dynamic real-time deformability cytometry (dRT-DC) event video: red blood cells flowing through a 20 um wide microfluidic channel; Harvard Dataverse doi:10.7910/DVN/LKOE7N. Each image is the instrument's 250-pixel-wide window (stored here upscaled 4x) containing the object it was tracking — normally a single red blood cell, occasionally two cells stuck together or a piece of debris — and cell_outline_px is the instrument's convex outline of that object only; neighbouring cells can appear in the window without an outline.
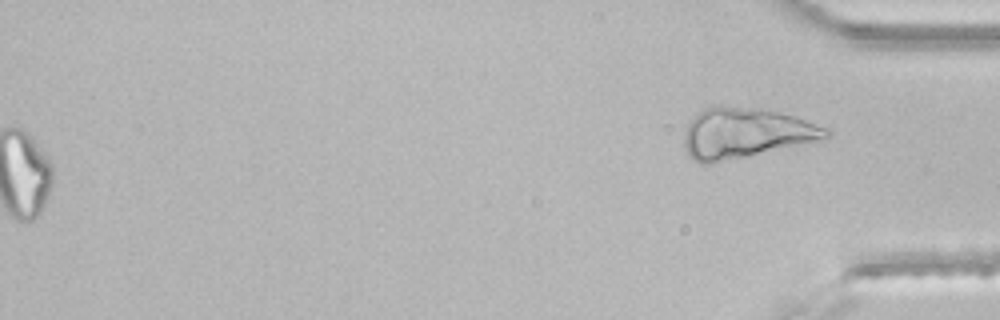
{"species": "common noctule bat (a hibernating species)", "species_latin": "Nyctalus noctula", "temperature_condition": "room temperature", "stored_images_in_passage": 36, "segment_of_instrument_passage": [2, 2], "camera_frame_rate_fps": 3000, "um_per_image_px": 0.085, "animal": {"sex": "male", "body_mass_g": 21.5, "forearm_length_mm": 52.0}, "frame": {"image": 1, "passage_image": 36, "time_ms": 11.667, "image_size_px": [1000, 320], "cell_outline_px": [[832, 136], [820, 140], [716, 164], [700, 164], [692, 160], [688, 156], [684, 144], [684, 132], [688, 120], [704, 108], [712, 104], [720, 104], [760, 108], [780, 112], [796, 116], [828, 128]], "centroid_in_image_um": [63.32, 11.3], "position_along_channel_um": 371.9, "area_um2": 42.71}}